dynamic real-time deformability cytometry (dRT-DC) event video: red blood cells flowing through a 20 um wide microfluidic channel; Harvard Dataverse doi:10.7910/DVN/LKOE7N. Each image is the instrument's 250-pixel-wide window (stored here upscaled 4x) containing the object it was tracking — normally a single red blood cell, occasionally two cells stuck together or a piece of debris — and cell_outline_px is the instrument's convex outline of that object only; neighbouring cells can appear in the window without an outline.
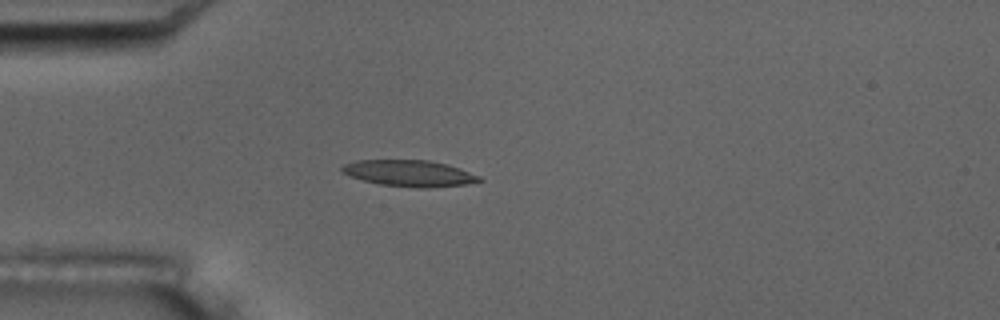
{"species": "common noctule bat (a hibernating species)", "species_latin": "Nyctalus noctula", "temperature_condition": "room temperature", "stored_images_in_passage": 6, "camera_frame_rate_fps": 3000, "um_per_image_px": 0.085, "animal": {"sex": "male", "body_mass_g": 17.5, "forearm_length_mm": 52.3}, "frame": {"image": 1, "passage_image": 5, "time_ms": 4.667, "image_size_px": [1000, 320], "cell_outline_px": [[484, 180], [464, 184], [428, 188], [420, 188], [380, 184], [364, 180], [340, 172], [340, 168], [344, 164], [356, 160], [428, 160], [460, 168], [480, 176]], "centroid_in_image_um": [34.78, 14.72], "position_along_channel_um": 50.2, "area_um2": 20.87}}